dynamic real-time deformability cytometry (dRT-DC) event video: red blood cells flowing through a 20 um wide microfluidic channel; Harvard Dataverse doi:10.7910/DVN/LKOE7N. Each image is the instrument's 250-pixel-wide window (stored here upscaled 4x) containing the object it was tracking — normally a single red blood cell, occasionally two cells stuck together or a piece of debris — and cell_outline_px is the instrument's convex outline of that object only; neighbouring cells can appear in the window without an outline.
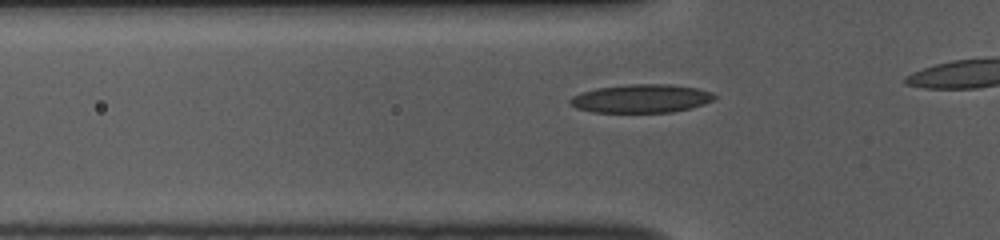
{"species": "common noctule bat (a hibernating species)", "species_latin": "Nyctalus noctula", "temperature_condition": "room temperature", "stored_images_in_passage": 15, "camera_frame_rate_fps": 3000, "um_per_image_px": 0.085, "animal": {"sex": "female", "body_mass_g": 10.0, "forearm_length_mm": 53.1}, "frame": {"image": 1, "passage_image": 9, "time_ms": 2.667, "image_size_px": [1000, 240], "cell_outline_px": [[716, 96], [712, 100], [704, 104], [692, 108], [672, 112], [592, 112], [576, 108], [568, 104], [568, 100], [572, 96], [580, 92], [596, 88], [628, 84], [672, 84], [696, 88], [712, 92]], "centroid_in_image_um": [54.47, 8.37], "position_along_channel_um": 71.3, "area_um2": 24.1}}
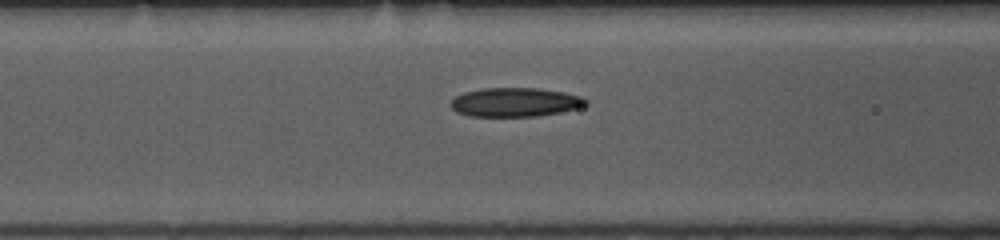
{"frame": {"image": 2, "passage_image": 13, "time_ms": 4.0, "image_size_px": [1000, 240], "cell_outline_px": [[588, 104], [576, 108], [560, 112], [536, 116], [468, 116], [456, 112], [448, 104], [456, 96], [464, 92], [484, 88], [536, 88], [564, 92], [584, 96], [588, 100]], "centroid_in_image_um": [43.78, 8.68], "position_along_channel_um": 122.8, "area_um2": 22.89}}